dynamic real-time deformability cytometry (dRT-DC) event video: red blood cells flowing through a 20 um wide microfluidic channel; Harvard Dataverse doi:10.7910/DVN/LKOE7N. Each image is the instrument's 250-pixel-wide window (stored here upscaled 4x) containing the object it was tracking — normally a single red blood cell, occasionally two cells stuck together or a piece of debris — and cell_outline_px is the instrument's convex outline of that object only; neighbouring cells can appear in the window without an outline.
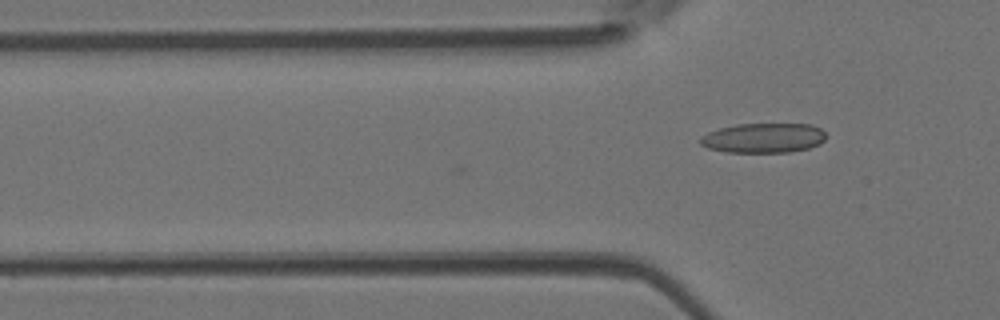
{"species": "Egyptian fruit bat (a non-hibernating species)", "species_latin": "Rousettus aegyptiacus", "temperature_condition": "room temperature", "stored_images_in_passage": 2, "camera_frame_rate_fps": 3000, "um_per_image_px": 0.085, "animal": {"sex": "female"}, "frame": {"image": 1, "passage_image": 2, "time_ms": 0.333, "image_size_px": [1000, 320], "cell_outline_px": [[824, 140], [820, 144], [808, 148], [788, 152], [728, 152], [708, 148], [700, 144], [700, 136], [708, 132], [720, 128], [736, 124], [812, 124], [820, 128], [824, 132]], "centroid_in_image_um": [64.88, 11.72], "position_along_channel_um": 60.9, "area_um2": 21.73}}